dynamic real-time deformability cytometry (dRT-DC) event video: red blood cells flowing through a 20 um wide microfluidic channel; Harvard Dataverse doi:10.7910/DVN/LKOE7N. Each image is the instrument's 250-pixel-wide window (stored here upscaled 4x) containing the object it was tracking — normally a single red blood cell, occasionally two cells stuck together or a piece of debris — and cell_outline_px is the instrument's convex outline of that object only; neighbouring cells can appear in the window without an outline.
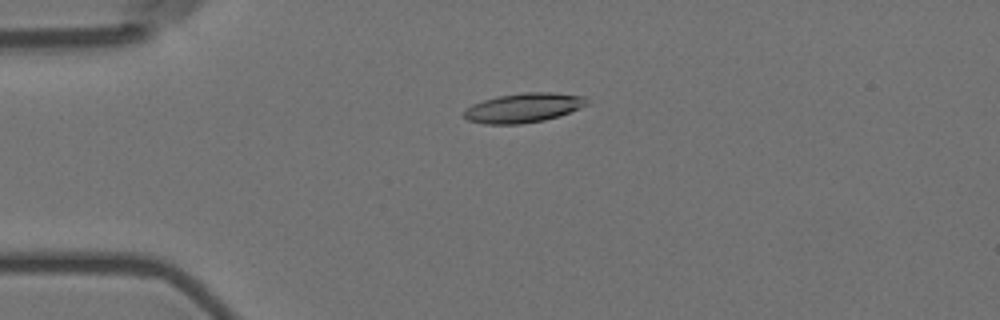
{"species": "Egyptian fruit bat (a non-hibernating species)", "species_latin": "Rousettus aegyptiacus", "temperature_condition": "room temperature", "stored_images_in_passage": 44, "camera_frame_rate_fps": 3000, "um_per_image_px": 0.085, "animal": {"sex": "female"}, "frame": {"image": 1, "passage_image": 1, "time_ms": 0.0, "image_size_px": [1000, 320], "cell_outline_px": [[588, 104], [580, 108], [560, 116], [544, 120], [520, 124], [484, 124], [468, 120], [464, 116], [464, 112], [472, 104], [496, 96], [524, 92], [552, 92], [588, 96]], "centroid_in_image_um": [44.55, 9.15], "position_along_channel_um": 40.5, "area_um2": 21.21}}
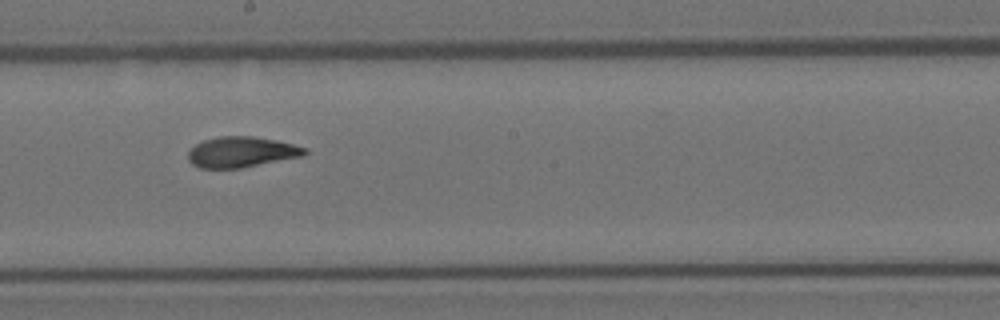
{"frame": {"image": 2, "passage_image": 19, "time_ms": 6.0, "image_size_px": [1000, 320], "cell_outline_px": [[308, 152], [304, 156], [240, 168], [200, 168], [192, 164], [188, 160], [188, 152], [196, 144], [204, 140], [220, 136], [252, 136], [276, 140], [308, 148]], "centroid_in_image_um": [20.54, 12.92], "position_along_channel_um": 227.7, "area_um2": 20.81}}
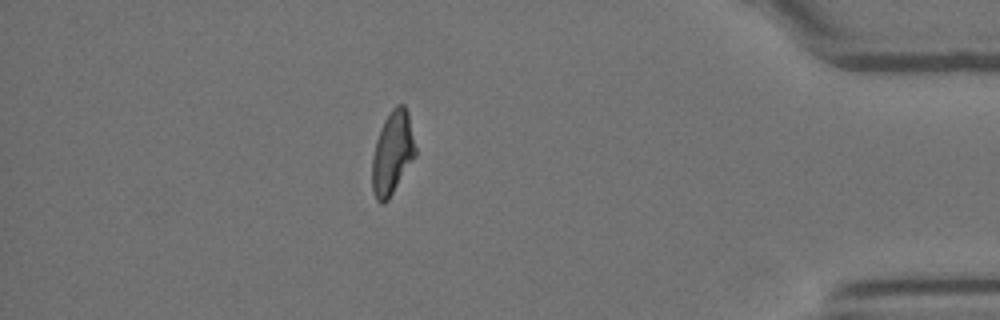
{"frame": {"image": 3, "passage_image": 37, "time_ms": 12.0, "image_size_px": [1000, 320], "cell_outline_px": [[416, 156], [388, 200], [384, 204], [380, 204], [376, 200], [372, 192], [372, 156], [376, 140], [380, 128], [384, 120], [392, 108], [396, 104], [404, 104], [408, 112], [416, 148]], "centroid_in_image_um": [33.35, 13.01], "position_along_channel_um": 401.9, "area_um2": 21.21}, "authors_computed_cell_mechanics": {"area_um2": 21.097, "velocity_mm_per_s": 3.5892, "shape_relaxation_time_tau1_ms": 6.2866, "shape_relaxation_time_tau2_ms": 1.9982, "deformation_change_tau1": 0.2062, "deformation_change_tau2": 0.0911}}